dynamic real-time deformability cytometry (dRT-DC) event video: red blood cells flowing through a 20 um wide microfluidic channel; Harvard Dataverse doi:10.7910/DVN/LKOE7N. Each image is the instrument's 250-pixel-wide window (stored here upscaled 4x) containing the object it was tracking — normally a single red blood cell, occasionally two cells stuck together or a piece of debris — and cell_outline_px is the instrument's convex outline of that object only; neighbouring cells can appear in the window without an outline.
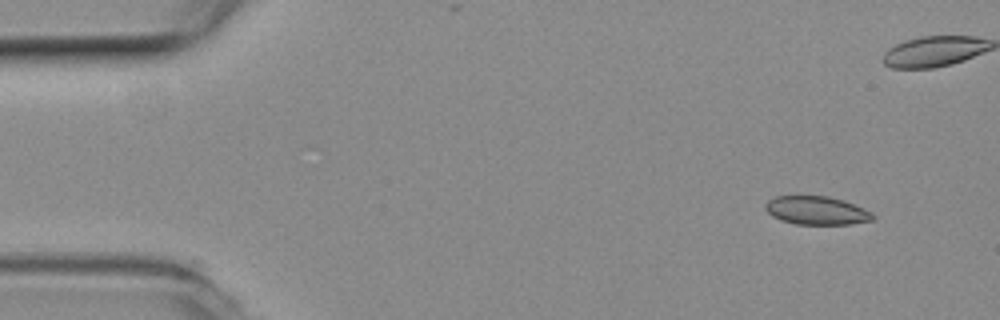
{"species": "common noctule bat (a hibernating species)", "species_latin": "Nyctalus noctula", "temperature_condition": "room temperature", "stored_images_in_passage": 50, "camera_frame_rate_fps": 3000, "um_per_image_px": 0.085, "animal": {"sex": "female", "body_mass_g": 19.3, "forearm_length_mm": 54.1}, "frame": {"image": 1, "passage_image": 1, "time_ms": 0.0, "image_size_px": [1000, 320], "cell_outline_px": [[876, 216], [872, 220], [852, 224], [796, 224], [780, 220], [772, 216], [764, 208], [764, 204], [768, 200], [776, 196], [828, 196], [844, 200], [864, 208], [872, 212]], "centroid_in_image_um": [69.41, 17.89], "position_along_channel_um": 15.6, "area_um2": 17.92}}
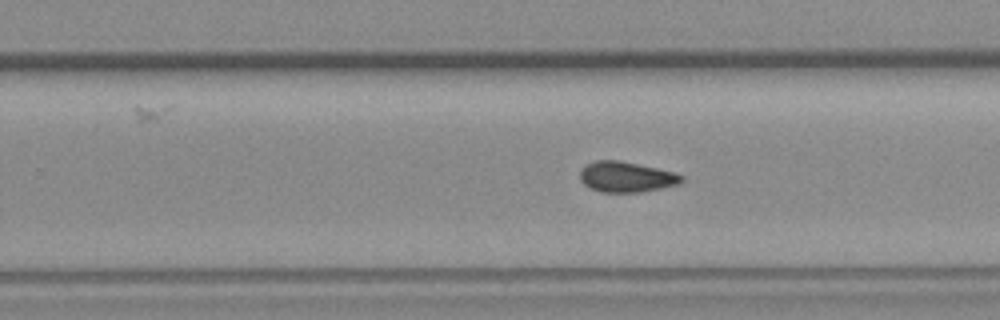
{"frame": {"image": 2, "passage_image": 29, "time_ms": 9.333, "image_size_px": [1000, 320], "cell_outline_px": [[684, 180], [680, 184], [640, 192], [600, 192], [584, 184], [580, 180], [580, 168], [584, 164], [596, 160], [620, 160], [676, 172], [684, 176]], "centroid_in_image_um": [53.23, 15.02], "position_along_channel_um": 276.6, "area_um2": 18.26}}
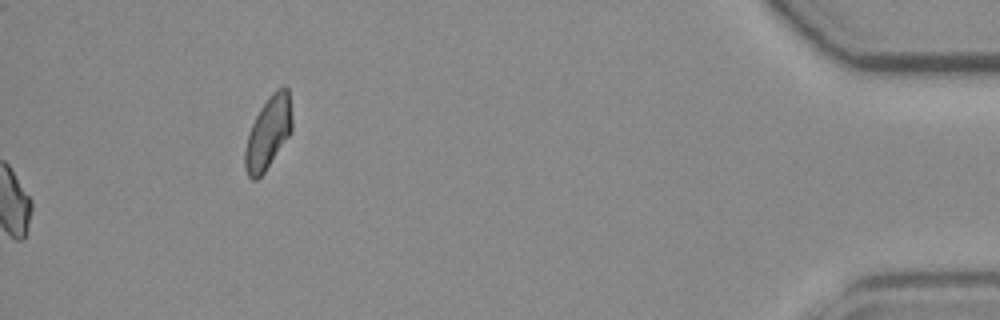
{"frame": {"image": 3, "passage_image": 50, "time_ms": 16.333, "image_size_px": [1000, 320], "cell_outline_px": [[292, 132], [264, 172], [256, 180], [252, 180], [248, 176], [244, 168], [244, 152], [248, 132], [260, 108], [268, 96], [280, 84], [284, 84], [288, 88], [292, 120]], "centroid_in_image_um": [22.79, 11.25], "position_along_channel_um": 412.4, "area_um2": 20.11}, "authors_computed_cell_mechanics": {"area_um2": 17.918, "velocity_mm_per_s": 3.8765, "shape_relaxation_time_tau1_ms": null, "shape_relaxation_time_tau2_ms": 8.1171, "deformation_change_tau1": null, "deformation_change_tau2": 0.0801}}